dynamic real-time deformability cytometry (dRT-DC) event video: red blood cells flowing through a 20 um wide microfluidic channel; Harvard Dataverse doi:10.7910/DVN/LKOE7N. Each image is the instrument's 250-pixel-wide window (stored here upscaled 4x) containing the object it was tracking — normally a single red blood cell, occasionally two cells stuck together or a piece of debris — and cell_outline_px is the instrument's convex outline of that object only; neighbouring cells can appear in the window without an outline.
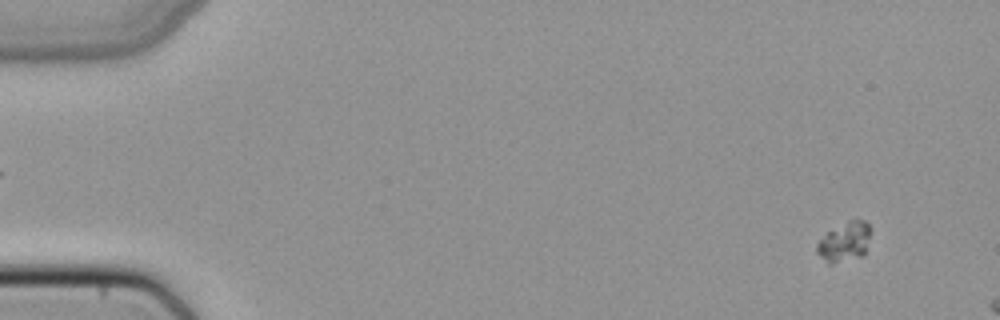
{"species": "common noctule bat (a hibernating species)", "species_latin": "Nyctalus noctula", "temperature_condition": "cold", "stored_images_in_passage": 14, "camera_frame_rate_fps": 3000, "um_per_image_px": 0.085, "animal": {"sex": "female", "body_mass_g": 22.7, "forearm_length_mm": 54.2}, "frame": {"image": 1, "passage_image": 5, "time_ms": 1.333, "image_size_px": [1000, 320], "cell_outline_px": [[872, 228], [864, 256], [832, 264], [828, 264], [816, 252], [816, 244], [828, 232], [848, 220], [864, 220]], "centroid_in_image_um": [71.81, 20.57], "position_along_channel_um": 13.2, "area_um2": 12.43}}